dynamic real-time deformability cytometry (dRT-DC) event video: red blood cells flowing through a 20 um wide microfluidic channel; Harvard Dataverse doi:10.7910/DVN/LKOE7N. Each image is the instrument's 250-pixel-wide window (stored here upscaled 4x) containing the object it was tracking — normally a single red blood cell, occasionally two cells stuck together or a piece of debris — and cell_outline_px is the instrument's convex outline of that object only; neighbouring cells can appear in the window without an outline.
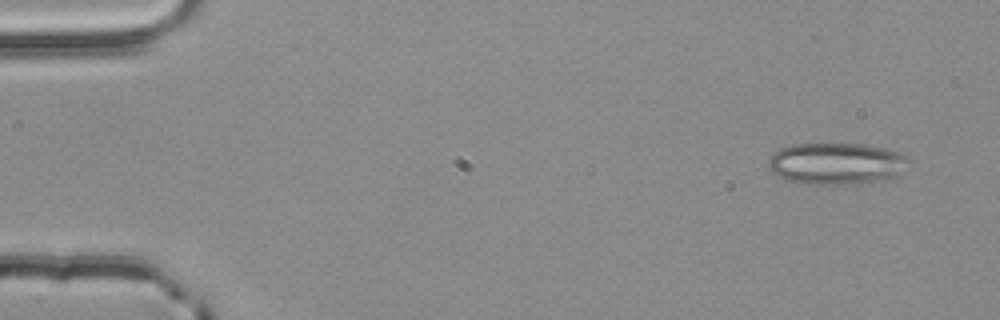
{"species": "common noctule bat (a hibernating species)", "species_latin": "Nyctalus noctula", "temperature_condition": "room temperature", "stored_images_in_passage": 5, "camera_frame_rate_fps": 3000, "um_per_image_px": 0.085, "animal": {"sex": "male", "body_mass_g": 20.4}, "frame": {"image": 1, "passage_image": 1, "time_ms": 0.0, "image_size_px": [1000, 320], "cell_outline_px": [[908, 160], [904, 172], [868, 184], [804, 184], [788, 180], [772, 172], [768, 168], [768, 160], [772, 152], [780, 148], [792, 144], [860, 144], [884, 148], [908, 156]], "centroid_in_image_um": [71.06, 13.91], "position_along_channel_um": 13.9, "area_um2": 34.22}}
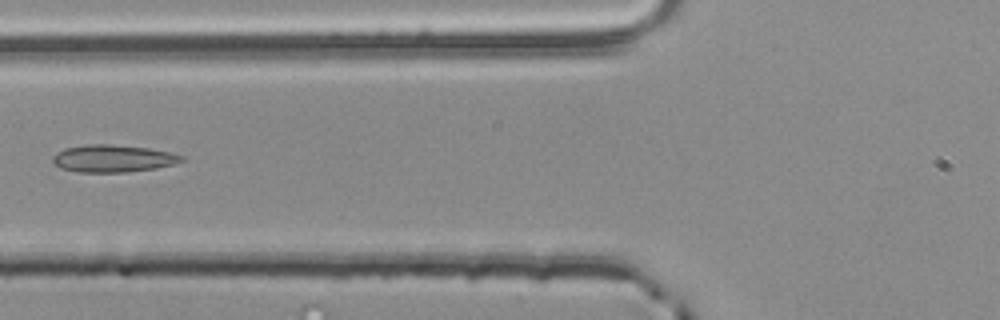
{"frame": {"image": 2, "passage_image": 5, "time_ms": 1.333, "image_size_px": [1000, 320], "cell_outline_px": [[184, 160], [172, 164], [156, 168], [128, 172], [76, 172], [60, 168], [52, 164], [52, 156], [64, 148], [88, 144], [108, 144], [148, 148], [168, 152], [184, 156]], "centroid_in_image_um": [9.54, 13.48], "position_along_channel_um": 116.3, "area_um2": 20.52}}